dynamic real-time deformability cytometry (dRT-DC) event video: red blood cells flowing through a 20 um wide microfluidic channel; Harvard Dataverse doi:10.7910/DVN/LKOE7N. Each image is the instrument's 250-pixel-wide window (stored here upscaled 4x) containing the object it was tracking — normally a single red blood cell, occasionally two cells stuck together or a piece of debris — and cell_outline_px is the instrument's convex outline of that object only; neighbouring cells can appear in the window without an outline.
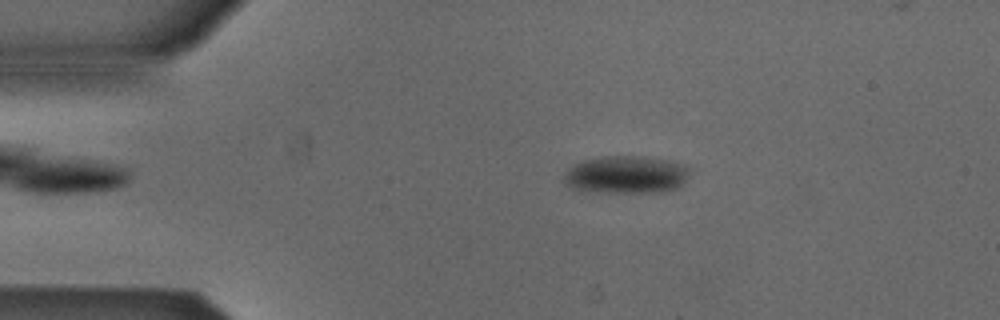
{"species": "Egyptian fruit bat (a non-hibernating species)", "species_latin": "Rousettus aegyptiacus", "temperature_condition": "cold", "stored_images_in_passage": 52, "camera_frame_rate_fps": 3000, "um_per_image_px": 0.085, "animal": {"sex": "male"}, "frame": {"image": 1, "passage_image": 9, "time_ms": 2.667, "image_size_px": [1000, 320], "cell_outline_px": [[688, 176], [676, 188], [660, 192], [580, 192], [564, 184], [560, 180], [564, 172], [572, 164], [584, 160], [604, 156], [640, 156], [668, 160], [684, 164], [688, 168]], "centroid_in_image_um": [53.11, 14.85], "position_along_channel_um": 31.9, "area_um2": 27.98}}
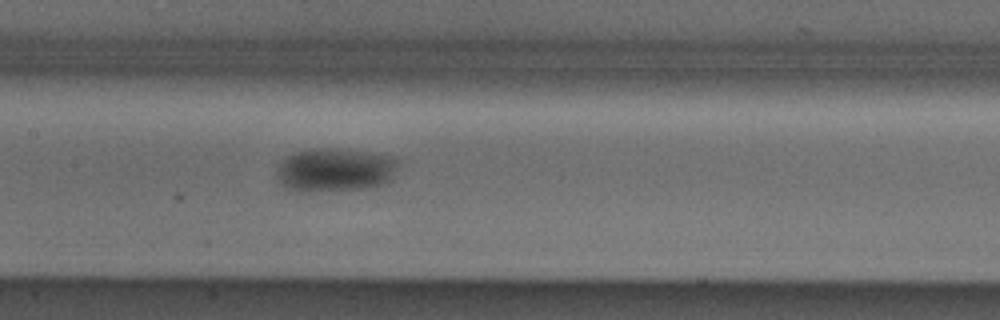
{"frame": {"image": 2, "passage_image": 24, "time_ms": 7.667, "image_size_px": [1000, 320], "cell_outline_px": [[400, 164], [392, 180], [384, 184], [364, 188], [308, 192], [292, 188], [280, 184], [276, 176], [276, 164], [280, 160], [296, 152], [312, 148], [336, 148], [368, 152], [396, 156], [400, 160]], "centroid_in_image_um": [28.52, 14.42], "position_along_channel_um": 178.9, "area_um2": 31.39}}
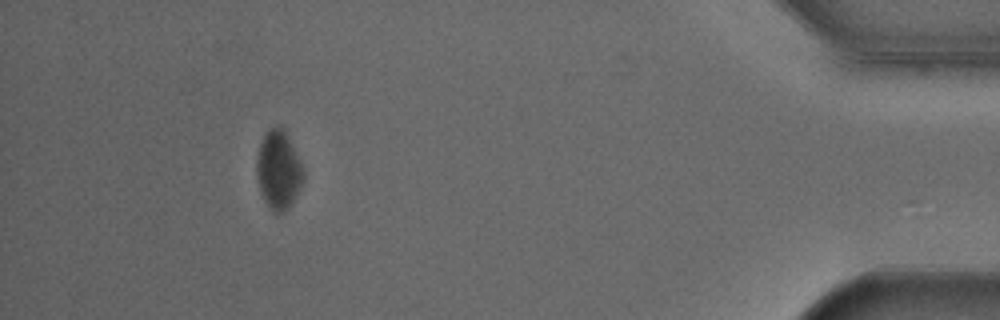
{"frame": {"image": 3, "passage_image": 47, "time_ms": 15.333, "image_size_px": [1000, 320], "cell_outline_px": [[304, 180], [288, 208], [284, 212], [272, 212], [264, 200], [260, 192], [256, 172], [256, 160], [260, 144], [268, 128], [284, 128], [288, 136], [304, 172]], "centroid_in_image_um": [23.65, 14.47], "position_along_channel_um": 411.5, "area_um2": 21.04}}